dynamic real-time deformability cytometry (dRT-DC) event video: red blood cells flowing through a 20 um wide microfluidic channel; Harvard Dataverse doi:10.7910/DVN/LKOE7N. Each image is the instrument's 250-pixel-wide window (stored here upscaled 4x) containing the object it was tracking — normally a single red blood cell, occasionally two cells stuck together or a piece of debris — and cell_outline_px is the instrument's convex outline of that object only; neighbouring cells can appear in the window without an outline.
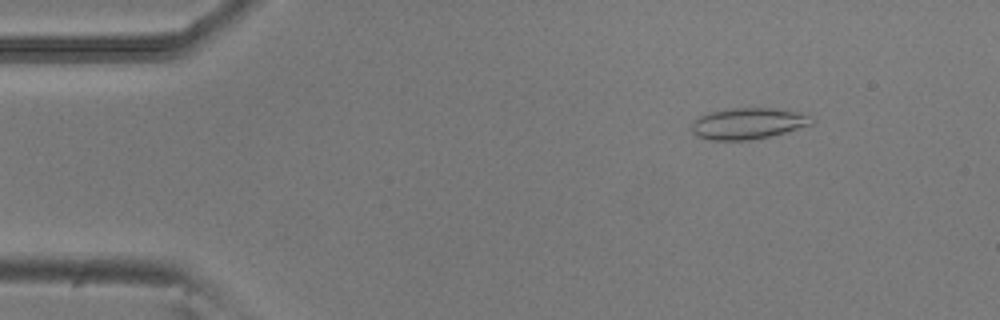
{"species": "common noctule bat (a hibernating species)", "species_latin": "Nyctalus noctula", "temperature_condition": "room temperature", "stored_images_in_passage": 4, "camera_frame_rate_fps": 3000, "um_per_image_px": 0.085, "animal": {"sex": "male", "body_mass_g": 20.5, "forearm_length_mm": 52.5}, "frame": {"image": 1, "passage_image": 2, "time_ms": 0.333, "image_size_px": [1000, 320], "cell_outline_px": [[816, 120], [812, 124], [772, 136], [748, 140], [712, 140], [700, 136], [692, 132], [692, 124], [700, 116], [708, 112], [732, 108], [772, 108], [796, 112], [812, 116]], "centroid_in_image_um": [63.62, 10.49], "position_along_channel_um": 21.4, "area_um2": 21.68}}